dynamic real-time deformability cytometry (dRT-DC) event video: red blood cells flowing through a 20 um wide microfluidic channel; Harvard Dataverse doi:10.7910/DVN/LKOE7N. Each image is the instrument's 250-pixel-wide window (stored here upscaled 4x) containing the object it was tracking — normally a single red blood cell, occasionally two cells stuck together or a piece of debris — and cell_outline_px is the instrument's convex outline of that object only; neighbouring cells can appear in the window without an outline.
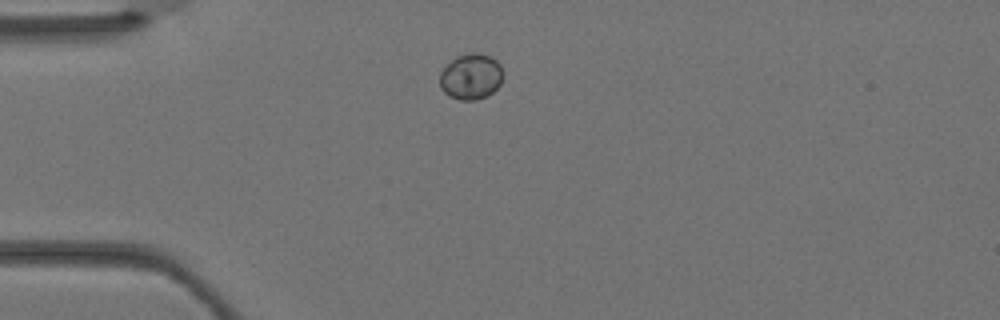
{"species": "Egyptian fruit bat (a non-hibernating species)", "species_latin": "Rousettus aegyptiacus", "temperature_condition": "warm", "stored_images_in_passage": 1, "camera_frame_rate_fps": 3000, "um_per_image_px": 0.085, "animal": {"sex": "female"}, "frame": {"image": 1, "passage_image": 1, "time_ms": 0.0, "image_size_px": [1000, 320], "cell_outline_px": [[504, 76], [500, 84], [488, 96], [476, 100], [460, 100], [448, 96], [440, 88], [440, 72], [456, 56], [472, 52], [476, 52], [488, 56], [496, 60], [500, 64], [504, 72]], "centroid_in_image_um": [40.04, 6.52], "position_along_channel_um": 45.0, "area_um2": 17.05}}